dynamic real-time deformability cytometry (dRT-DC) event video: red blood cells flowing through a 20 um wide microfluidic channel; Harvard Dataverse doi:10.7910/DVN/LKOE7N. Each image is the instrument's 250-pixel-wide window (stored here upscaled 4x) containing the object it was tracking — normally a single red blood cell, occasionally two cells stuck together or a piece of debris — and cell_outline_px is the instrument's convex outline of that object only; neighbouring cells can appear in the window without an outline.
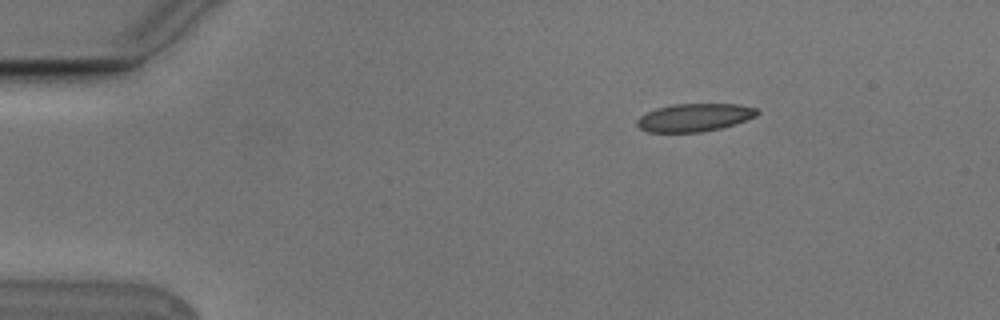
{"species": "Egyptian fruit bat (a non-hibernating species)", "species_latin": "Rousettus aegyptiacus", "temperature_condition": "cold", "stored_images_in_passage": 5, "camera_frame_rate_fps": 3000, "um_per_image_px": 0.085, "animal": {"sex": "male"}, "frame": {"image": 1, "passage_image": 2, "time_ms": 0.333, "image_size_px": [1000, 320], "cell_outline_px": [[760, 112], [756, 116], [736, 124], [720, 128], [700, 132], [648, 132], [640, 128], [636, 124], [636, 120], [640, 116], [656, 108], [672, 104], [740, 104], [756, 108]], "centroid_in_image_um": [59.04, 9.98], "position_along_channel_um": 26.0, "area_um2": 19.59}}
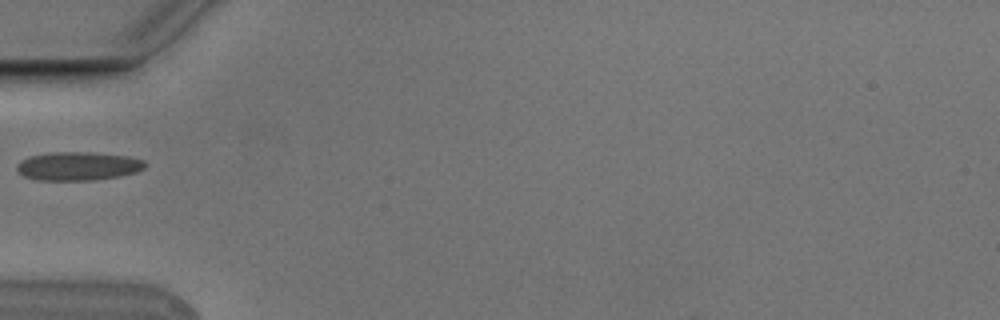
{"frame": {"image": 2, "passage_image": 5, "time_ms": 1.333, "image_size_px": [1000, 320], "cell_outline_px": [[148, 164], [144, 168], [136, 172], [120, 176], [92, 180], [40, 180], [24, 176], [16, 168], [16, 164], [20, 160], [28, 156], [52, 152], [92, 152], [128, 156], [144, 160]], "centroid_in_image_um": [6.64, 14.11], "position_along_channel_um": 78.4, "area_um2": 21.44}}